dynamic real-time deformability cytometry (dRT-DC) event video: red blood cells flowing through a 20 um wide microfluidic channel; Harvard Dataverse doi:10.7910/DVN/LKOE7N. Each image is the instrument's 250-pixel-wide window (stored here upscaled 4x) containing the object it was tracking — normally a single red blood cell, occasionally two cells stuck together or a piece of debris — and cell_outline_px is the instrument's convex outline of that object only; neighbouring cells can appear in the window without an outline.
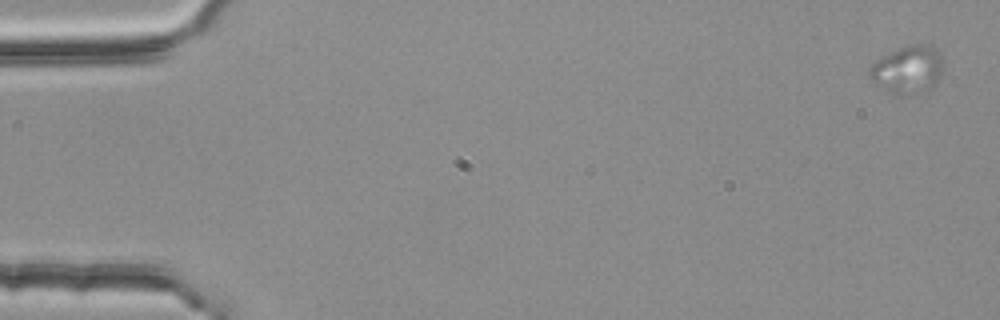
{"species": "common noctule bat (a hibernating species)", "species_latin": "Nyctalus noctula", "temperature_condition": "room temperature", "stored_images_in_passage": 55, "camera_frame_rate_fps": 3000, "um_per_image_px": 0.085, "animal": {"sex": "female", "body_mass_g": 25.1}, "frame": {"image": 1, "passage_image": 1, "time_ms": 0.0, "image_size_px": [1000, 320], "cell_outline_px": [[944, 60], [940, 76], [936, 84], [932, 88], [904, 96], [900, 96], [876, 84], [868, 76], [868, 72], [872, 64], [888, 52], [896, 48], [908, 44], [928, 44]], "centroid_in_image_um": [77.15, 5.9], "position_along_channel_um": 7.9, "area_um2": 20.46}}
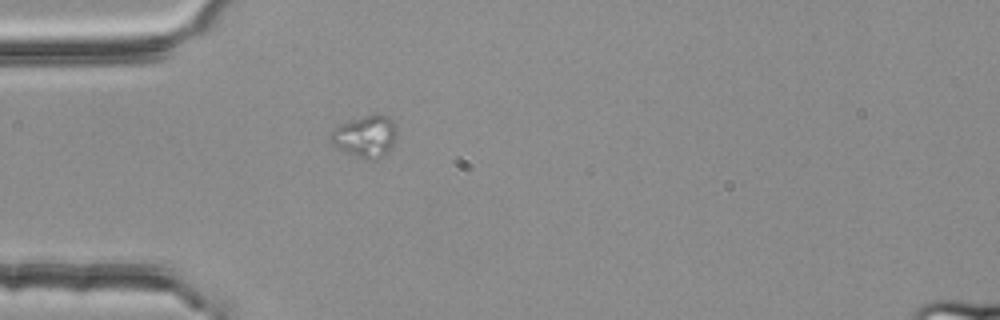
{"frame": {"image": 2, "passage_image": 16, "time_ms": 5.0, "image_size_px": [1000, 320], "cell_outline_px": [[396, 140], [388, 152], [376, 160], [364, 160], [332, 144], [328, 140], [328, 136], [332, 128], [340, 124], [376, 112], [380, 112], [392, 116], [396, 124]], "centroid_in_image_um": [31.09, 11.55], "position_along_channel_um": 53.9, "area_um2": 16.7}}